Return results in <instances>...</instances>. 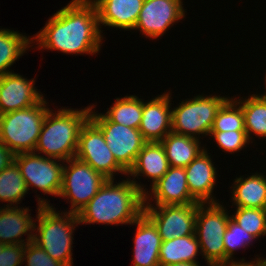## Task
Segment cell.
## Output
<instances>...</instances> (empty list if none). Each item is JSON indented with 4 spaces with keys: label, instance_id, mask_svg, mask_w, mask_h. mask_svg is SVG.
I'll return each mask as SVG.
<instances>
[{
    "label": "cell",
    "instance_id": "obj_23",
    "mask_svg": "<svg viewBox=\"0 0 266 266\" xmlns=\"http://www.w3.org/2000/svg\"><path fill=\"white\" fill-rule=\"evenodd\" d=\"M160 142L171 167L185 168L206 149L199 139L174 132L168 133Z\"/></svg>",
    "mask_w": 266,
    "mask_h": 266
},
{
    "label": "cell",
    "instance_id": "obj_18",
    "mask_svg": "<svg viewBox=\"0 0 266 266\" xmlns=\"http://www.w3.org/2000/svg\"><path fill=\"white\" fill-rule=\"evenodd\" d=\"M97 9L99 26L134 30L144 0H91ZM101 24V25H100Z\"/></svg>",
    "mask_w": 266,
    "mask_h": 266
},
{
    "label": "cell",
    "instance_id": "obj_8",
    "mask_svg": "<svg viewBox=\"0 0 266 266\" xmlns=\"http://www.w3.org/2000/svg\"><path fill=\"white\" fill-rule=\"evenodd\" d=\"M65 163L59 197L66 198L71 203L68 212L77 214L108 179L76 157Z\"/></svg>",
    "mask_w": 266,
    "mask_h": 266
},
{
    "label": "cell",
    "instance_id": "obj_39",
    "mask_svg": "<svg viewBox=\"0 0 266 266\" xmlns=\"http://www.w3.org/2000/svg\"><path fill=\"white\" fill-rule=\"evenodd\" d=\"M264 79H265V81H264V82H265V85H266V74H265V78H264ZM264 89H266V86H265V88H264ZM261 95L266 97V91H264V93H263V94H261Z\"/></svg>",
    "mask_w": 266,
    "mask_h": 266
},
{
    "label": "cell",
    "instance_id": "obj_36",
    "mask_svg": "<svg viewBox=\"0 0 266 266\" xmlns=\"http://www.w3.org/2000/svg\"><path fill=\"white\" fill-rule=\"evenodd\" d=\"M218 266H258V258L256 257L254 261L245 262L244 258L241 260H234L231 259L223 264H220Z\"/></svg>",
    "mask_w": 266,
    "mask_h": 266
},
{
    "label": "cell",
    "instance_id": "obj_7",
    "mask_svg": "<svg viewBox=\"0 0 266 266\" xmlns=\"http://www.w3.org/2000/svg\"><path fill=\"white\" fill-rule=\"evenodd\" d=\"M228 98L199 94L181 101L172 109V132L199 140L209 136L217 111Z\"/></svg>",
    "mask_w": 266,
    "mask_h": 266
},
{
    "label": "cell",
    "instance_id": "obj_11",
    "mask_svg": "<svg viewBox=\"0 0 266 266\" xmlns=\"http://www.w3.org/2000/svg\"><path fill=\"white\" fill-rule=\"evenodd\" d=\"M77 159L89 164L107 179L127 172L116 162L101 129L88 118L79 132Z\"/></svg>",
    "mask_w": 266,
    "mask_h": 266
},
{
    "label": "cell",
    "instance_id": "obj_22",
    "mask_svg": "<svg viewBox=\"0 0 266 266\" xmlns=\"http://www.w3.org/2000/svg\"><path fill=\"white\" fill-rule=\"evenodd\" d=\"M244 178L236 177L232 186V204L236 207L266 209V176L252 173Z\"/></svg>",
    "mask_w": 266,
    "mask_h": 266
},
{
    "label": "cell",
    "instance_id": "obj_31",
    "mask_svg": "<svg viewBox=\"0 0 266 266\" xmlns=\"http://www.w3.org/2000/svg\"><path fill=\"white\" fill-rule=\"evenodd\" d=\"M255 239L256 238L253 235L245 231L230 217L223 238L225 246V262L233 259L236 250L238 251V249L241 248L246 249L249 245L252 246Z\"/></svg>",
    "mask_w": 266,
    "mask_h": 266
},
{
    "label": "cell",
    "instance_id": "obj_32",
    "mask_svg": "<svg viewBox=\"0 0 266 266\" xmlns=\"http://www.w3.org/2000/svg\"><path fill=\"white\" fill-rule=\"evenodd\" d=\"M213 137L222 152H228L233 154L234 152H240L246 145L250 143L246 130L236 131H211L210 135Z\"/></svg>",
    "mask_w": 266,
    "mask_h": 266
},
{
    "label": "cell",
    "instance_id": "obj_19",
    "mask_svg": "<svg viewBox=\"0 0 266 266\" xmlns=\"http://www.w3.org/2000/svg\"><path fill=\"white\" fill-rule=\"evenodd\" d=\"M137 225L134 236V266H160L159 249L162 239L153 221L143 212L134 223Z\"/></svg>",
    "mask_w": 266,
    "mask_h": 266
},
{
    "label": "cell",
    "instance_id": "obj_4",
    "mask_svg": "<svg viewBox=\"0 0 266 266\" xmlns=\"http://www.w3.org/2000/svg\"><path fill=\"white\" fill-rule=\"evenodd\" d=\"M39 196L33 242L64 266H73V233L74 228L80 225L78 216L67 211H56L53 205L50 206V201Z\"/></svg>",
    "mask_w": 266,
    "mask_h": 266
},
{
    "label": "cell",
    "instance_id": "obj_37",
    "mask_svg": "<svg viewBox=\"0 0 266 266\" xmlns=\"http://www.w3.org/2000/svg\"><path fill=\"white\" fill-rule=\"evenodd\" d=\"M168 266H200L197 262H179V263H173Z\"/></svg>",
    "mask_w": 266,
    "mask_h": 266
},
{
    "label": "cell",
    "instance_id": "obj_26",
    "mask_svg": "<svg viewBox=\"0 0 266 266\" xmlns=\"http://www.w3.org/2000/svg\"><path fill=\"white\" fill-rule=\"evenodd\" d=\"M31 44L30 36L0 28V76L12 72L10 67L33 46Z\"/></svg>",
    "mask_w": 266,
    "mask_h": 266
},
{
    "label": "cell",
    "instance_id": "obj_25",
    "mask_svg": "<svg viewBox=\"0 0 266 266\" xmlns=\"http://www.w3.org/2000/svg\"><path fill=\"white\" fill-rule=\"evenodd\" d=\"M242 98V99H241ZM234 97L241 105L244 114L245 130L249 141L254 138H266V97L258 94L243 97ZM252 138V139H251Z\"/></svg>",
    "mask_w": 266,
    "mask_h": 266
},
{
    "label": "cell",
    "instance_id": "obj_30",
    "mask_svg": "<svg viewBox=\"0 0 266 266\" xmlns=\"http://www.w3.org/2000/svg\"><path fill=\"white\" fill-rule=\"evenodd\" d=\"M231 218L257 240L266 236V209L236 207Z\"/></svg>",
    "mask_w": 266,
    "mask_h": 266
},
{
    "label": "cell",
    "instance_id": "obj_2",
    "mask_svg": "<svg viewBox=\"0 0 266 266\" xmlns=\"http://www.w3.org/2000/svg\"><path fill=\"white\" fill-rule=\"evenodd\" d=\"M122 182L108 179L97 194L77 213L79 223L104 225H134L144 212V193L130 176Z\"/></svg>",
    "mask_w": 266,
    "mask_h": 266
},
{
    "label": "cell",
    "instance_id": "obj_13",
    "mask_svg": "<svg viewBox=\"0 0 266 266\" xmlns=\"http://www.w3.org/2000/svg\"><path fill=\"white\" fill-rule=\"evenodd\" d=\"M182 0H144L134 30L150 39L163 36L186 16Z\"/></svg>",
    "mask_w": 266,
    "mask_h": 266
},
{
    "label": "cell",
    "instance_id": "obj_29",
    "mask_svg": "<svg viewBox=\"0 0 266 266\" xmlns=\"http://www.w3.org/2000/svg\"><path fill=\"white\" fill-rule=\"evenodd\" d=\"M245 130L244 114L241 105L228 98L217 111L211 131Z\"/></svg>",
    "mask_w": 266,
    "mask_h": 266
},
{
    "label": "cell",
    "instance_id": "obj_6",
    "mask_svg": "<svg viewBox=\"0 0 266 266\" xmlns=\"http://www.w3.org/2000/svg\"><path fill=\"white\" fill-rule=\"evenodd\" d=\"M226 206L217 203H199L195 235L198 239L202 257L208 266L225 263L224 234L231 215Z\"/></svg>",
    "mask_w": 266,
    "mask_h": 266
},
{
    "label": "cell",
    "instance_id": "obj_34",
    "mask_svg": "<svg viewBox=\"0 0 266 266\" xmlns=\"http://www.w3.org/2000/svg\"><path fill=\"white\" fill-rule=\"evenodd\" d=\"M23 244H4L0 242V266H22Z\"/></svg>",
    "mask_w": 266,
    "mask_h": 266
},
{
    "label": "cell",
    "instance_id": "obj_33",
    "mask_svg": "<svg viewBox=\"0 0 266 266\" xmlns=\"http://www.w3.org/2000/svg\"><path fill=\"white\" fill-rule=\"evenodd\" d=\"M25 266H64L59 261L51 258L35 242L27 243L24 247L23 263Z\"/></svg>",
    "mask_w": 266,
    "mask_h": 266
},
{
    "label": "cell",
    "instance_id": "obj_16",
    "mask_svg": "<svg viewBox=\"0 0 266 266\" xmlns=\"http://www.w3.org/2000/svg\"><path fill=\"white\" fill-rule=\"evenodd\" d=\"M171 99L170 91L147 102L143 99L142 119L138 129L146 142H160L172 132Z\"/></svg>",
    "mask_w": 266,
    "mask_h": 266
},
{
    "label": "cell",
    "instance_id": "obj_38",
    "mask_svg": "<svg viewBox=\"0 0 266 266\" xmlns=\"http://www.w3.org/2000/svg\"><path fill=\"white\" fill-rule=\"evenodd\" d=\"M256 256L258 257V266H266V258L259 257L258 255Z\"/></svg>",
    "mask_w": 266,
    "mask_h": 266
},
{
    "label": "cell",
    "instance_id": "obj_1",
    "mask_svg": "<svg viewBox=\"0 0 266 266\" xmlns=\"http://www.w3.org/2000/svg\"><path fill=\"white\" fill-rule=\"evenodd\" d=\"M99 28L95 4L91 0H72L50 16L31 41L32 44L36 41L37 49L95 55L100 52L104 38Z\"/></svg>",
    "mask_w": 266,
    "mask_h": 266
},
{
    "label": "cell",
    "instance_id": "obj_14",
    "mask_svg": "<svg viewBox=\"0 0 266 266\" xmlns=\"http://www.w3.org/2000/svg\"><path fill=\"white\" fill-rule=\"evenodd\" d=\"M34 79L29 80L14 71L0 76V115L28 108L44 98L34 86Z\"/></svg>",
    "mask_w": 266,
    "mask_h": 266
},
{
    "label": "cell",
    "instance_id": "obj_15",
    "mask_svg": "<svg viewBox=\"0 0 266 266\" xmlns=\"http://www.w3.org/2000/svg\"><path fill=\"white\" fill-rule=\"evenodd\" d=\"M151 200H155V205L199 203L190 194L185 168L171 166L155 184L150 186V191L144 193V203L150 204Z\"/></svg>",
    "mask_w": 266,
    "mask_h": 266
},
{
    "label": "cell",
    "instance_id": "obj_10",
    "mask_svg": "<svg viewBox=\"0 0 266 266\" xmlns=\"http://www.w3.org/2000/svg\"><path fill=\"white\" fill-rule=\"evenodd\" d=\"M14 162L20 169L28 191L32 187L39 189L45 195L59 196L65 162L34 152L16 154Z\"/></svg>",
    "mask_w": 266,
    "mask_h": 266
},
{
    "label": "cell",
    "instance_id": "obj_21",
    "mask_svg": "<svg viewBox=\"0 0 266 266\" xmlns=\"http://www.w3.org/2000/svg\"><path fill=\"white\" fill-rule=\"evenodd\" d=\"M170 165L166 157L165 150L161 142H146L138 153L133 167L127 173V176H133L134 184L146 193L145 185L136 181L139 176L148 177L152 180L151 186L155 184L169 169Z\"/></svg>",
    "mask_w": 266,
    "mask_h": 266
},
{
    "label": "cell",
    "instance_id": "obj_27",
    "mask_svg": "<svg viewBox=\"0 0 266 266\" xmlns=\"http://www.w3.org/2000/svg\"><path fill=\"white\" fill-rule=\"evenodd\" d=\"M143 100L135 95L116 98L104 115L112 122L138 129L142 119Z\"/></svg>",
    "mask_w": 266,
    "mask_h": 266
},
{
    "label": "cell",
    "instance_id": "obj_3",
    "mask_svg": "<svg viewBox=\"0 0 266 266\" xmlns=\"http://www.w3.org/2000/svg\"><path fill=\"white\" fill-rule=\"evenodd\" d=\"M91 105L84 109L49 108L34 153L66 162L76 156L81 127L90 116Z\"/></svg>",
    "mask_w": 266,
    "mask_h": 266
},
{
    "label": "cell",
    "instance_id": "obj_24",
    "mask_svg": "<svg viewBox=\"0 0 266 266\" xmlns=\"http://www.w3.org/2000/svg\"><path fill=\"white\" fill-rule=\"evenodd\" d=\"M201 254L196 235L172 238L162 241L159 249V265L168 266L179 262H197V256Z\"/></svg>",
    "mask_w": 266,
    "mask_h": 266
},
{
    "label": "cell",
    "instance_id": "obj_12",
    "mask_svg": "<svg viewBox=\"0 0 266 266\" xmlns=\"http://www.w3.org/2000/svg\"><path fill=\"white\" fill-rule=\"evenodd\" d=\"M144 204V213L156 225L162 241L195 234L199 203L186 205Z\"/></svg>",
    "mask_w": 266,
    "mask_h": 266
},
{
    "label": "cell",
    "instance_id": "obj_9",
    "mask_svg": "<svg viewBox=\"0 0 266 266\" xmlns=\"http://www.w3.org/2000/svg\"><path fill=\"white\" fill-rule=\"evenodd\" d=\"M94 106L89 118L101 129L116 162L128 173L146 141L139 129L110 121L103 113H96Z\"/></svg>",
    "mask_w": 266,
    "mask_h": 266
},
{
    "label": "cell",
    "instance_id": "obj_20",
    "mask_svg": "<svg viewBox=\"0 0 266 266\" xmlns=\"http://www.w3.org/2000/svg\"><path fill=\"white\" fill-rule=\"evenodd\" d=\"M29 211V207H0L1 243L25 245L33 241L35 219ZM23 235H27V238L23 239Z\"/></svg>",
    "mask_w": 266,
    "mask_h": 266
},
{
    "label": "cell",
    "instance_id": "obj_17",
    "mask_svg": "<svg viewBox=\"0 0 266 266\" xmlns=\"http://www.w3.org/2000/svg\"><path fill=\"white\" fill-rule=\"evenodd\" d=\"M207 149L185 167L187 185L191 196L199 203H217L213 196L217 171Z\"/></svg>",
    "mask_w": 266,
    "mask_h": 266
},
{
    "label": "cell",
    "instance_id": "obj_35",
    "mask_svg": "<svg viewBox=\"0 0 266 266\" xmlns=\"http://www.w3.org/2000/svg\"><path fill=\"white\" fill-rule=\"evenodd\" d=\"M15 154L0 142V172L14 162Z\"/></svg>",
    "mask_w": 266,
    "mask_h": 266
},
{
    "label": "cell",
    "instance_id": "obj_5",
    "mask_svg": "<svg viewBox=\"0 0 266 266\" xmlns=\"http://www.w3.org/2000/svg\"><path fill=\"white\" fill-rule=\"evenodd\" d=\"M43 98L25 109L0 115V142L15 155L34 152L49 108Z\"/></svg>",
    "mask_w": 266,
    "mask_h": 266
},
{
    "label": "cell",
    "instance_id": "obj_28",
    "mask_svg": "<svg viewBox=\"0 0 266 266\" xmlns=\"http://www.w3.org/2000/svg\"><path fill=\"white\" fill-rule=\"evenodd\" d=\"M28 194V189L20 169L15 162L0 172V201L7 202L3 207H16ZM16 204V205H15ZM13 205V206H12Z\"/></svg>",
    "mask_w": 266,
    "mask_h": 266
}]
</instances>
